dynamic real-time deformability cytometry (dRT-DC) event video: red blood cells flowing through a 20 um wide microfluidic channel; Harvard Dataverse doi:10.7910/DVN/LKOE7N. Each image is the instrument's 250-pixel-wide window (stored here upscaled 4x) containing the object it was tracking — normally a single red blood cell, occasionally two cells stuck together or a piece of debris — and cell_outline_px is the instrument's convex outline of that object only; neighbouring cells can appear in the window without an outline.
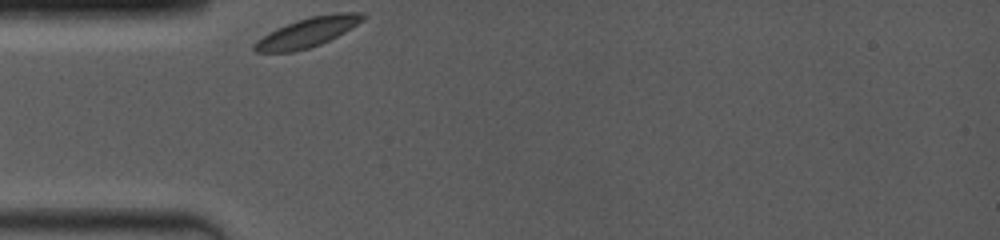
{"species": "common noctule bat (a hibernating species)", "species_latin": "Nyctalus noctula", "temperature_condition": "room temperature", "stored_images_in_passage": 19, "camera_frame_rate_fps": 4000, "um_per_image_px": 0.085, "animal": {"sex": "female", "body_mass_g": 19.0, "forearm_length_mm": 53.3}, "frame": {"image": 1, "passage_image": 1, "time_ms": 0.0, "image_size_px": [1000, 240], "cell_outline_px": [[364, 16], [356, 24], [344, 32], [320, 44], [308, 48], [292, 52], [256, 52], [252, 48], [252, 44], [256, 40], [268, 32], [276, 28], [296, 20], [312, 16], [336, 12], [364, 12]], "centroid_in_image_um": [26.06, 2.75], "position_along_channel_um": 58.9, "area_um2": 18.44}}
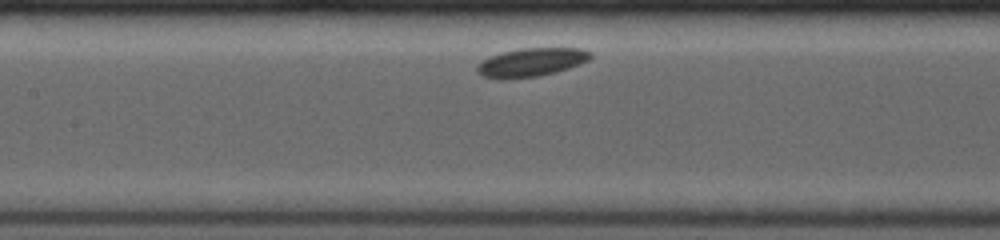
{"frame": {"image": 2, "passage_image": 9, "time_ms": 3.0, "image_size_px": [1000, 240], "cell_outline_px": [[592, 56], [588, 60], [580, 64], [556, 72], [540, 76], [508, 80], [480, 76], [476, 72], [476, 68], [484, 60], [500, 52], [520, 48], [580, 48], [592, 52]], "centroid_in_image_um": [45.15, 5.31], "position_along_channel_um": 162.2, "area_um2": 19.02}}
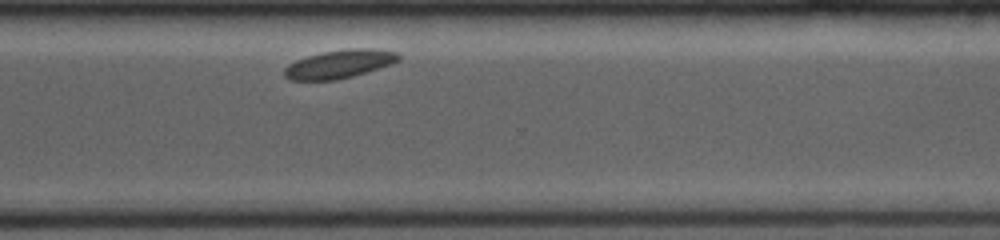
{"frame": {"image": 3, "passage_image": 19, "time_ms": 8.0, "image_size_px": [1000, 240], "cell_outline_px": [[400, 60], [392, 64], [352, 76], [336, 80], [288, 80], [284, 76], [284, 68], [288, 64], [296, 60], [308, 56], [324, 52], [348, 48], [372, 48], [396, 52], [400, 56]], "centroid_in_image_um": [28.84, 5.44], "position_along_channel_um": 341.8, "area_um2": 18.84}}